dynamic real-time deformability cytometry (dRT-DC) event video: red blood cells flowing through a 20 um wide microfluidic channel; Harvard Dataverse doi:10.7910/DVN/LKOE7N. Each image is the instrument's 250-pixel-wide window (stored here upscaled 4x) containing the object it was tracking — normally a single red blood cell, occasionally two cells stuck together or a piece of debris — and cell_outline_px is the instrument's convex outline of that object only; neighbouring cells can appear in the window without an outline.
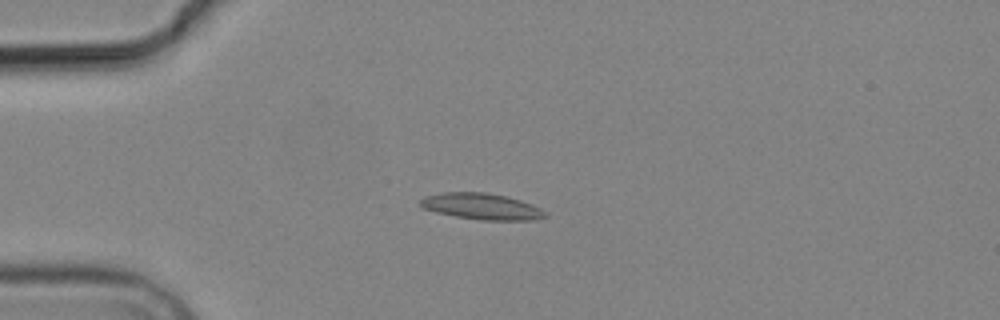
{"species": "common noctule bat (a hibernating species)", "species_latin": "Nyctalus noctula", "temperature_condition": "cold", "stored_images_in_passage": 7, "camera_frame_rate_fps": 3000, "um_per_image_px": 0.085, "animal": {"sex": "male", "body_mass_g": 19.2, "forearm_length_mm": 51.8}, "frame": {"image": 1, "passage_image": 5, "time_ms": 5.667, "image_size_px": [1000, 320], "cell_outline_px": [[548, 216], [532, 220], [480, 220], [456, 216], [436, 212], [424, 208], [420, 204], [420, 200], [424, 196], [440, 192], [484, 192], [504, 196], [520, 200], [532, 204], [540, 208]], "centroid_in_image_um": [40.92, 17.54], "position_along_channel_um": 44.1, "area_um2": 18.96}}
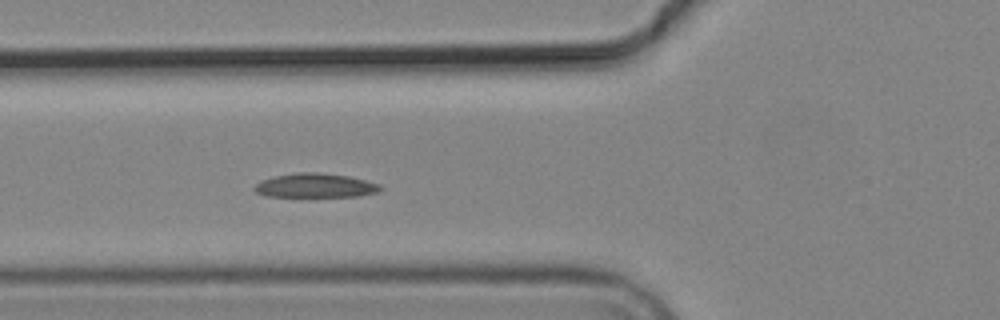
{"frame": {"image": 2, "passage_image": 7, "time_ms": 8.0, "image_size_px": [1000, 320], "cell_outline_px": [[384, 188], [376, 192], [356, 196], [264, 196], [256, 192], [256, 184], [260, 180], [272, 176], [300, 172], [316, 172], [348, 176], [380, 184]], "centroid_in_image_um": [26.78, 15.76], "position_along_channel_um": 99.0, "area_um2": 17.51}}